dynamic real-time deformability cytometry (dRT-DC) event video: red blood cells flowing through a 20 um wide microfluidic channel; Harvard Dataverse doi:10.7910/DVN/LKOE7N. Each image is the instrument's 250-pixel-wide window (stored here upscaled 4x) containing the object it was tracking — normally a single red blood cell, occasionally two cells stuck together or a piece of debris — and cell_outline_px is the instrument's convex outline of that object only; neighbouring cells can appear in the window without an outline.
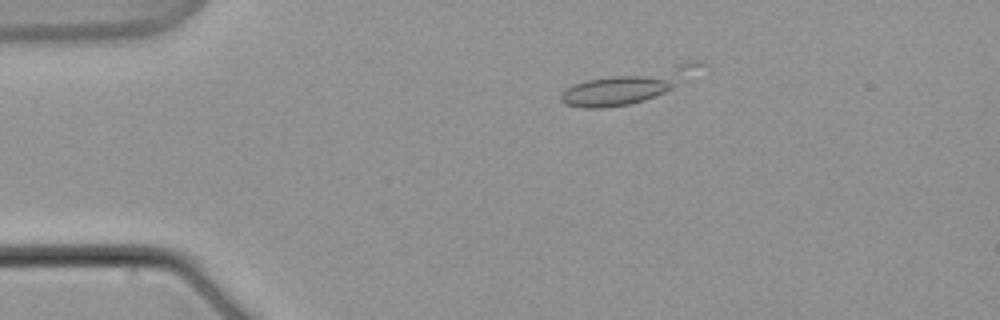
{"species": "common noctule bat (a hibernating species)", "species_latin": "Nyctalus noctula", "temperature_condition": "warm", "stored_images_in_passage": 6, "camera_frame_rate_fps": 3000, "um_per_image_px": 0.085, "animal": {"sex": "male", "body_mass_g": 21.5, "forearm_length_mm": 52.0}, "frame": {"image": 1, "passage_image": 3, "time_ms": 2.333, "image_size_px": [1000, 320], "cell_outline_px": [[704, 64], [672, 88], [656, 96], [644, 100], [628, 104], [604, 108], [584, 108], [564, 104], [560, 100], [560, 92], [572, 84], [588, 80], [688, 60], [700, 60]], "centroid_in_image_um": [53.37, 7.31], "position_along_channel_um": 31.6, "area_um2": 26.07}}
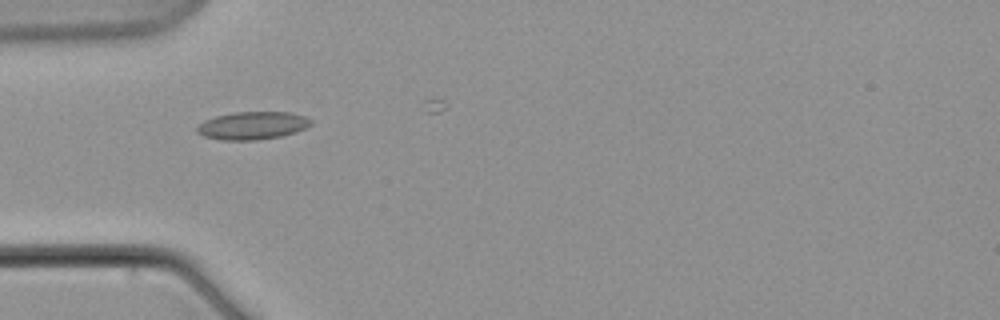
{"frame": {"image": 2, "passage_image": 5, "time_ms": 5.0, "image_size_px": [1000, 320], "cell_outline_px": [[312, 124], [296, 132], [280, 136], [256, 140], [220, 140], [204, 136], [196, 132], [196, 128], [204, 120], [216, 116], [236, 112], [292, 112], [304, 116], [312, 120]], "centroid_in_image_um": [21.46, 10.67], "position_along_channel_um": 63.5, "area_um2": 18.44}}